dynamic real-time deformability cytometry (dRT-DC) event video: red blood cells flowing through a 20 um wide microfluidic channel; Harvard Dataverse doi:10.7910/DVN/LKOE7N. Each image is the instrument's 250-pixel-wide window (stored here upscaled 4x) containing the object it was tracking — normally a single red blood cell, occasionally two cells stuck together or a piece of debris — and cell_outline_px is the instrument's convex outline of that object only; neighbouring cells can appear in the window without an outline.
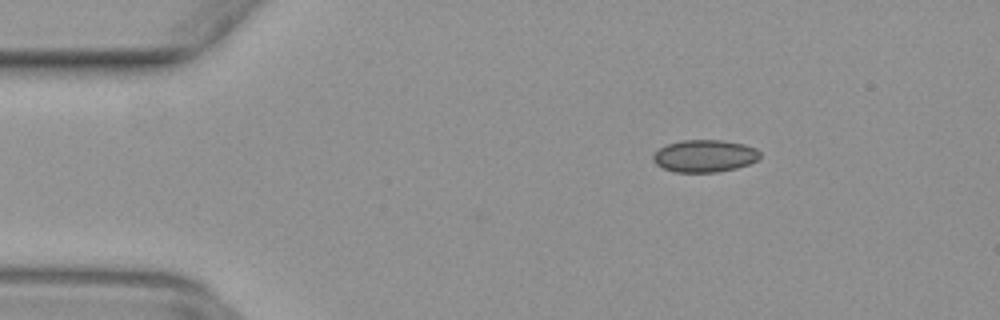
{"species": "common noctule bat (a hibernating species)", "species_latin": "Nyctalus noctula", "temperature_condition": "warm", "stored_images_in_passage": 9, "camera_frame_rate_fps": 3000, "um_per_image_px": 0.085, "animal": {"sex": "female", "body_mass_g": 29.2, "forearm_length_mm": 56.3}, "frame": {"image": 1, "passage_image": 1, "time_ms": 0.0, "image_size_px": [1000, 320], "cell_outline_px": [[760, 156], [756, 160], [748, 164], [736, 168], [716, 172], [676, 172], [664, 168], [656, 164], [652, 160], [652, 156], [660, 148], [668, 144], [680, 140], [724, 140], [744, 144], [756, 148], [760, 152]], "centroid_in_image_um": [59.89, 13.25], "position_along_channel_um": 25.1, "area_um2": 20.06}}